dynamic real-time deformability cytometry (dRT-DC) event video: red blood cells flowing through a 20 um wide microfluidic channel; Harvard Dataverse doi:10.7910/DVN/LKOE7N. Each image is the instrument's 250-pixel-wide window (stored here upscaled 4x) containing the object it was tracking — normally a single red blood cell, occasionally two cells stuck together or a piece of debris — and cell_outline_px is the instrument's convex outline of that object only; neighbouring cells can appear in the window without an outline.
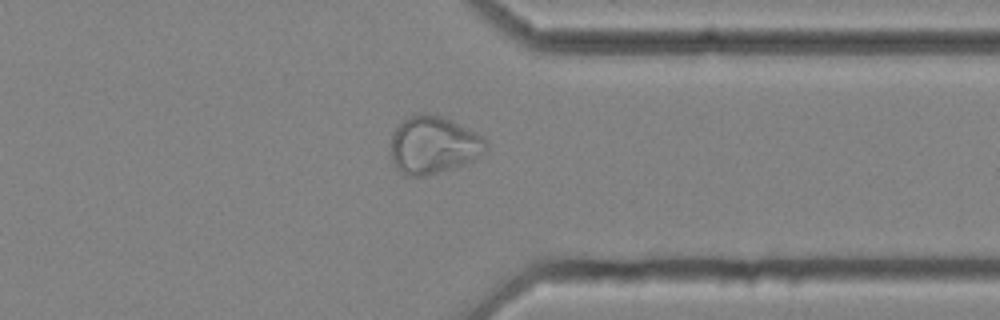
{"species": "common noctule bat (a hibernating species)", "species_latin": "Nyctalus noctula", "temperature_condition": "cold", "stored_images_in_passage": 57, "camera_frame_rate_fps": 3000, "um_per_image_px": 0.085, "animal": {"sex": "female", "body_mass_g": 25.1}, "frame": {"image": 1, "passage_image": 45, "time_ms": 14.667, "image_size_px": [1000, 320], "cell_outline_px": [[488, 148], [484, 152], [472, 160], [464, 164], [424, 176], [404, 176], [392, 164], [388, 144], [392, 132], [408, 116], [420, 112], [428, 112], [452, 120], [484, 136], [488, 144]], "centroid_in_image_um": [36.79, 12.31], "position_along_channel_um": 374.6, "area_um2": 32.54}}
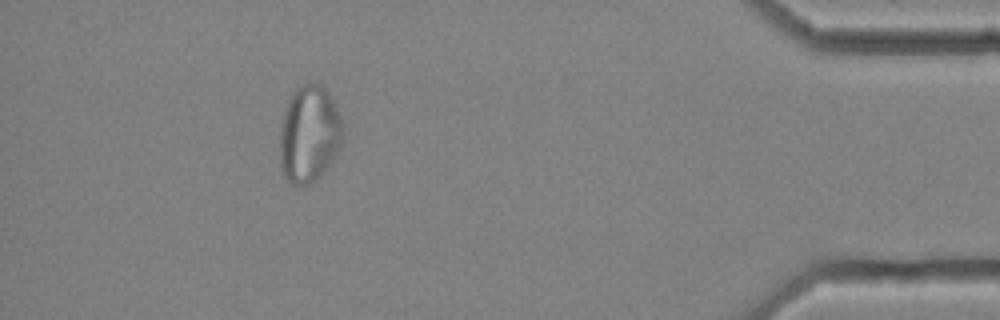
{"frame": {"image": 2, "passage_image": 52, "time_ms": 17.0, "image_size_px": [1000, 320], "cell_outline_px": [[344, 140], [340, 148], [324, 172], [316, 180], [308, 184], [292, 184], [280, 172], [280, 132], [284, 112], [288, 100], [292, 92], [300, 84], [320, 84], [328, 92], [344, 124]], "centroid_in_image_um": [26.29, 11.41], "position_along_channel_um": 408.9, "area_um2": 35.89}}